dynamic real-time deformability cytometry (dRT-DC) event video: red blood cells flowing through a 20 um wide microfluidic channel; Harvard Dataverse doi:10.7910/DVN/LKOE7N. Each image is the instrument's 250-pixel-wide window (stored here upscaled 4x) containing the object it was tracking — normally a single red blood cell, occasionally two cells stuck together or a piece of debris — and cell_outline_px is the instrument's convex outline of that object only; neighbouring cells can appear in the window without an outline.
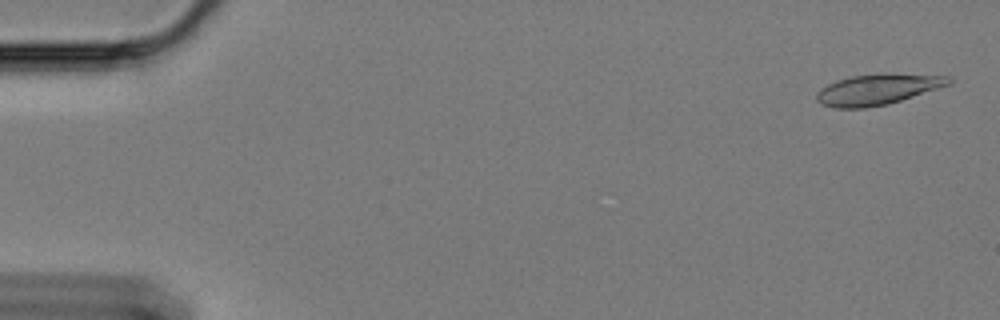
{"species": "Egyptian fruit bat (a non-hibernating species)", "species_latin": "Rousettus aegyptiacus", "temperature_condition": "cold", "stored_images_in_passage": 21, "camera_frame_rate_fps": 3000, "um_per_image_px": 0.085, "animal": {"sex": "female"}, "frame": {"image": 1, "passage_image": 2, "time_ms": 0.333, "image_size_px": [1000, 320], "cell_outline_px": [[952, 84], [888, 104], [864, 108], [832, 108], [820, 104], [816, 100], [816, 92], [820, 88], [836, 80], [852, 76], [880, 72], [884, 72], [948, 76], [952, 80]], "centroid_in_image_um": [74.58, 7.58], "position_along_channel_um": 10.4, "area_um2": 24.1}}
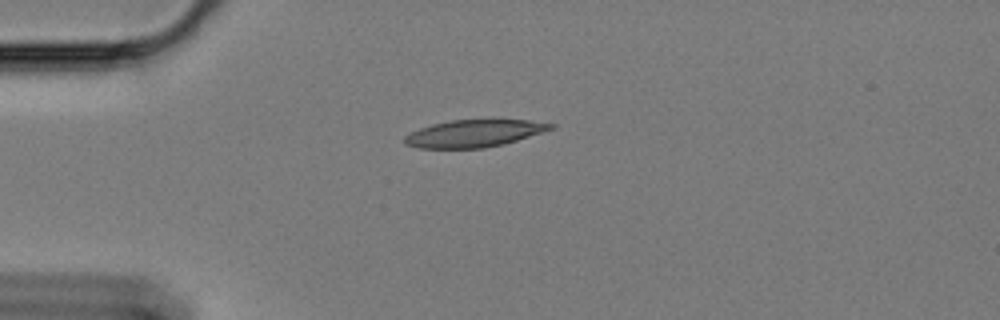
{"frame": {"image": 2, "passage_image": 15, "time_ms": 4.667, "image_size_px": [1000, 320], "cell_outline_px": [[556, 128], [516, 140], [484, 148], [420, 148], [404, 144], [404, 136], [420, 128], [432, 124], [452, 120], [492, 116], [528, 120], [556, 124]], "centroid_in_image_um": [40.36, 11.28], "position_along_channel_um": 44.6, "area_um2": 24.04}}
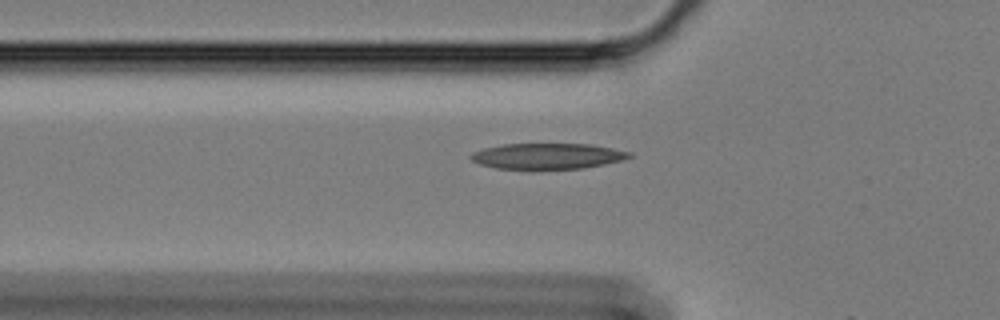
{"frame": {"image": 3, "passage_image": 20, "time_ms": 6.333, "image_size_px": [1000, 320], "cell_outline_px": [[632, 156], [620, 160], [604, 164], [584, 168], [496, 168], [480, 164], [472, 160], [468, 156], [472, 152], [484, 148], [504, 144], [592, 144], [632, 152]], "centroid_in_image_um": [46.53, 13.25], "position_along_channel_um": 79.3, "area_um2": 23.47}}